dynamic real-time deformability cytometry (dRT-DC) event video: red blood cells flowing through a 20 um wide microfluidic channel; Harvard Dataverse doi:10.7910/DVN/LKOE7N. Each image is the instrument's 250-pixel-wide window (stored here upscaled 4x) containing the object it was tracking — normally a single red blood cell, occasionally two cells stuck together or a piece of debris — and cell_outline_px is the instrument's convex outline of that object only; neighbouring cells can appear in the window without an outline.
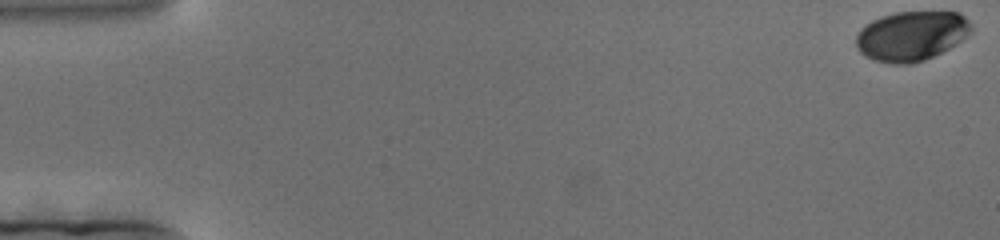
{"species": "human", "species_latin": "Homo sapiens", "temperature_condition": "cold", "stored_images_in_passage": 197, "camera_frame_rate_fps": 3000, "um_per_image_px": 0.085, "donor": {"sex": "female"}, "frame": {"image": 1, "passage_image": 1, "time_ms": 0.0, "image_size_px": [1000, 240], "cell_outline_px": [[972, 28], [956, 44], [924, 60], [908, 64], [888, 64], [872, 60], [864, 56], [856, 48], [856, 36], [860, 28], [872, 20], [880, 16], [896, 12], [960, 12], [968, 20]], "centroid_in_image_um": [77.4, 3.06], "position_along_channel_um": 7.6, "area_um2": 33.29}}
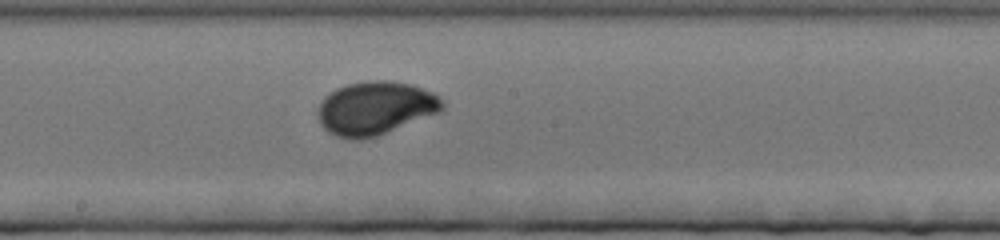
{"frame": {"image": 2, "passage_image": 108, "time_ms": 35.667, "image_size_px": [1000, 240], "cell_outline_px": [[444, 108], [440, 112], [376, 136], [364, 140], [348, 140], [336, 136], [328, 132], [320, 124], [316, 116], [320, 100], [324, 96], [336, 88], [348, 84], [372, 80], [388, 80], [412, 84], [432, 92], [440, 96], [444, 100]], "centroid_in_image_um": [31.88, 9.2], "position_along_channel_um": 216.3, "area_um2": 39.19}}
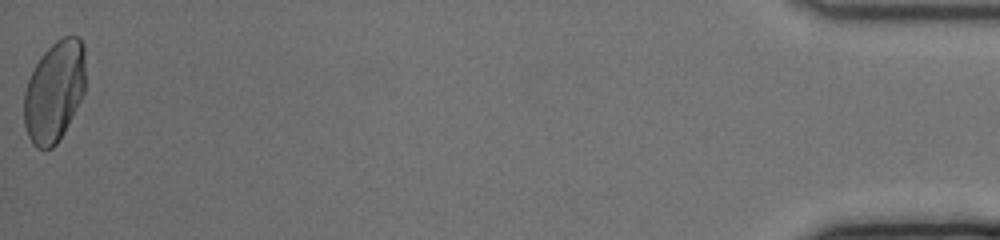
{"frame": {"image": 3, "passage_image": 197, "time_ms": 65.333, "image_size_px": [1000, 240], "cell_outline_px": [[84, 92], [64, 132], [56, 144], [52, 148], [36, 148], [32, 144], [28, 136], [24, 124], [24, 92], [28, 80], [40, 56], [56, 40], [64, 36], [76, 36], [84, 44]], "centroid_in_image_um": [4.6, 7.77], "position_along_channel_um": 430.6, "area_um2": 35.95}}